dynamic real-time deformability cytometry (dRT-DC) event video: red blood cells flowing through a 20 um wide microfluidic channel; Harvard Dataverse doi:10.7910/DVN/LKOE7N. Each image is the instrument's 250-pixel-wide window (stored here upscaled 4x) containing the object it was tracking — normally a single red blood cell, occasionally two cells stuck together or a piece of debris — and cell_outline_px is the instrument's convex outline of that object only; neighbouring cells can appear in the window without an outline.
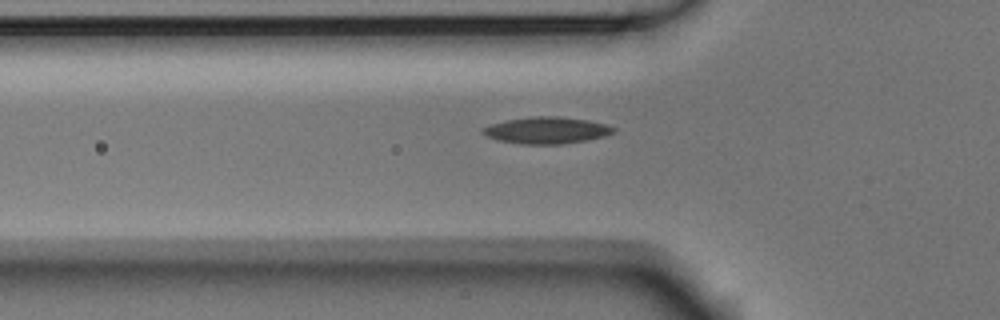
{"species": "Egyptian fruit bat (a non-hibernating species)", "species_latin": "Rousettus aegyptiacus", "temperature_condition": "room temperature", "stored_images_in_passage": 37, "camera_frame_rate_fps": 3000, "um_per_image_px": 0.085, "animal": {"sex": "male"}, "frame": {"image": 1, "passage_image": 6, "time_ms": 1.667, "image_size_px": [1000, 320], "cell_outline_px": [[616, 132], [604, 136], [584, 140], [560, 144], [524, 144], [496, 140], [480, 132], [484, 128], [492, 124], [504, 120], [532, 116], [560, 116], [588, 120], [604, 124], [616, 128]], "centroid_in_image_um": [46.46, 11.06], "position_along_channel_um": 79.3, "area_um2": 20.23}}
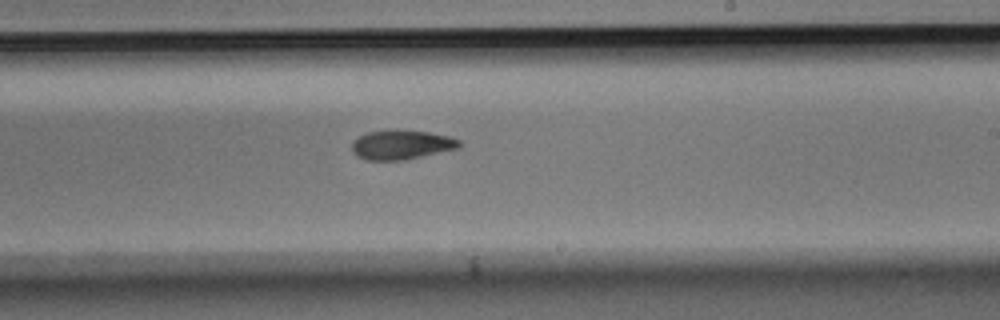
{"frame": {"image": 2, "passage_image": 20, "time_ms": 6.333, "image_size_px": [1000, 320], "cell_outline_px": [[460, 148], [404, 160], [364, 160], [356, 156], [352, 152], [352, 140], [368, 132], [396, 128], [428, 132], [448, 136], [460, 140]], "centroid_in_image_um": [34.09, 12.29], "position_along_channel_um": 254.9, "area_um2": 18.73}}
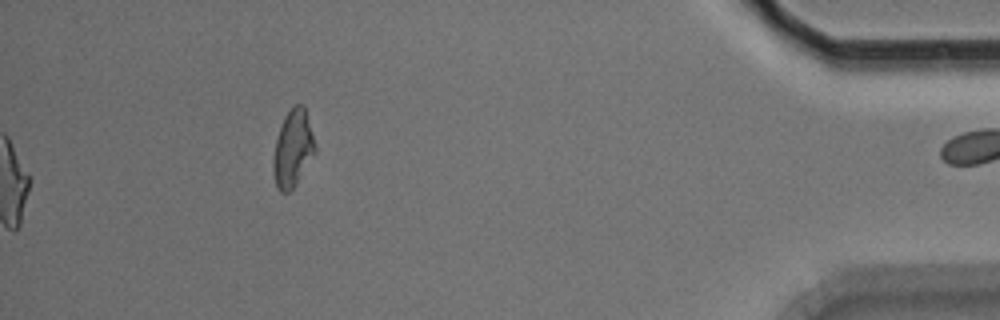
{"frame": {"image": 3, "passage_image": 37, "time_ms": 12.0, "image_size_px": [1000, 320], "cell_outline_px": [[316, 152], [296, 184], [288, 192], [280, 192], [276, 188], [272, 172], [272, 160], [276, 140], [284, 116], [296, 104], [304, 104], [316, 148]], "centroid_in_image_um": [24.88, 12.66], "position_along_channel_um": 410.3, "area_um2": 18.73}, "authors_computed_cell_mechanics": {"area_um2": 19.0162, "velocity_mm_per_s": 3.7415, "shape_relaxation_time_tau1_ms": 5.0434, "shape_relaxation_time_tau2_ms": 3.1644, "deformation_change_tau1": 0.1442, "deformation_change_tau2": 0.0902}}